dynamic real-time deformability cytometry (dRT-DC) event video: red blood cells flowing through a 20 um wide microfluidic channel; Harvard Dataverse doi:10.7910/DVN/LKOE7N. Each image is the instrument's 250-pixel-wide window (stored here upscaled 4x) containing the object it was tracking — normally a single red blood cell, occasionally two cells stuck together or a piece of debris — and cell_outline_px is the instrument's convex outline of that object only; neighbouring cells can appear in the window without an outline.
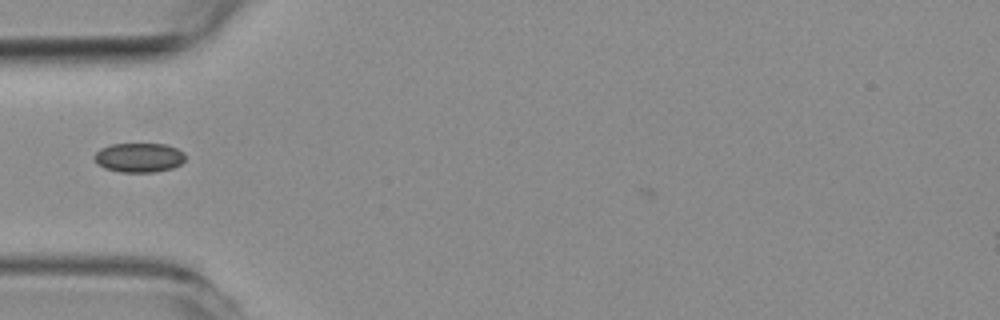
{"species": "common noctule bat (a hibernating species)", "species_latin": "Nyctalus noctula", "temperature_condition": "room temperature", "stored_images_in_passage": 39, "camera_frame_rate_fps": 3000, "um_per_image_px": 0.085, "animal": {"sex": "female", "body_mass_g": 19.3, "forearm_length_mm": 54.1}, "frame": {"image": 1, "passage_image": 5, "time_ms": 1.333, "image_size_px": [1000, 320], "cell_outline_px": [[184, 160], [180, 164], [172, 168], [156, 172], [120, 172], [104, 168], [92, 156], [100, 148], [112, 144], [164, 144], [176, 148], [184, 152]], "centroid_in_image_um": [11.81, 13.39], "position_along_channel_um": 73.2, "area_um2": 15.49}}
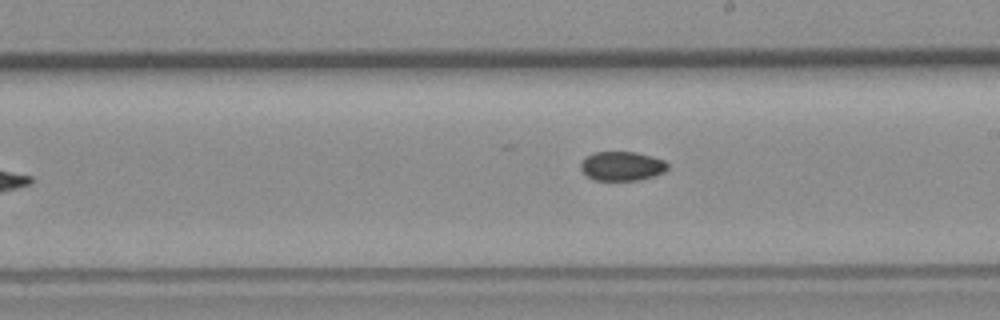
{"frame": {"image": 2, "passage_image": 18, "time_ms": 5.667, "image_size_px": [1000, 320], "cell_outline_px": [[668, 168], [664, 172], [640, 180], [592, 180], [580, 168], [580, 164], [588, 156], [596, 152], [636, 152], [652, 156], [664, 160], [668, 164]], "centroid_in_image_um": [52.89, 14.12], "position_along_channel_um": 236.1, "area_um2": 14.68}}
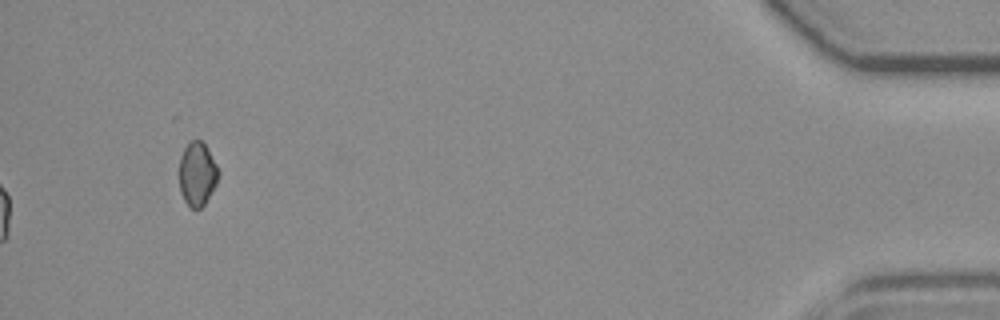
{"frame": {"image": 3, "passage_image": 39, "time_ms": 12.667, "image_size_px": [1000, 320], "cell_outline_px": [[220, 172], [216, 184], [204, 204], [200, 208], [192, 208], [184, 200], [180, 192], [180, 156], [184, 148], [192, 140], [200, 140], [204, 144], [216, 164]], "centroid_in_image_um": [16.76, 14.79], "position_along_channel_um": 418.4, "area_um2": 14.28}, "authors_computed_cell_mechanics": {"area_um2": 15.3748, "velocity_mm_per_s": 3.7464, "shape_relaxation_time_tau1_ms": null, "shape_relaxation_time_tau2_ms": 5.7472, "deformation_change_tau1": null, "deformation_change_tau2": 0.0587}}